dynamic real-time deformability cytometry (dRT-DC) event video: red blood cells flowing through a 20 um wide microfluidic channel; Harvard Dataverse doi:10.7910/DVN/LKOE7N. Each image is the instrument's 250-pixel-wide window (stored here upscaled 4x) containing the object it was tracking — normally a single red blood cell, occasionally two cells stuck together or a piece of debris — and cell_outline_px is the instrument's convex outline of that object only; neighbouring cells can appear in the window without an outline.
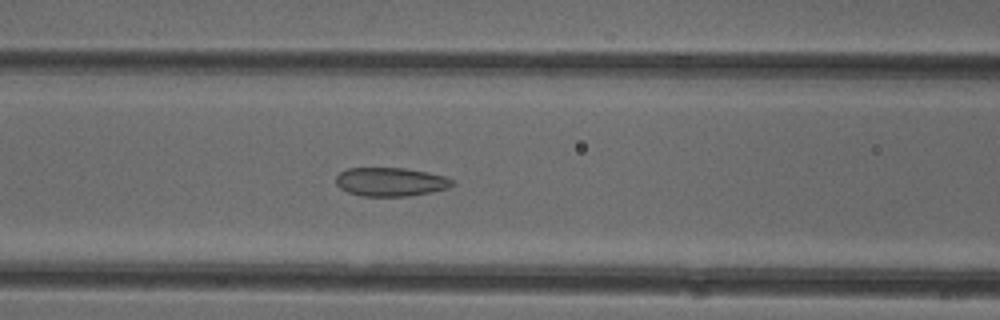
{"species": "common noctule bat (a hibernating species)", "species_latin": "Nyctalus noctula", "temperature_condition": "cold", "stored_images_in_passage": 46, "camera_frame_rate_fps": 3000, "um_per_image_px": 0.085, "animal": {"sex": "female"}, "frame": {"image": 1, "passage_image": 16, "time_ms": 5.0, "image_size_px": [1000, 320], "cell_outline_px": [[452, 184], [448, 188], [432, 192], [408, 196], [360, 196], [348, 192], [340, 188], [336, 184], [336, 176], [340, 172], [348, 168], [404, 168], [428, 172], [444, 176], [452, 180]], "centroid_in_image_um": [33.17, 15.46], "position_along_channel_um": 133.4, "area_um2": 19.42}}
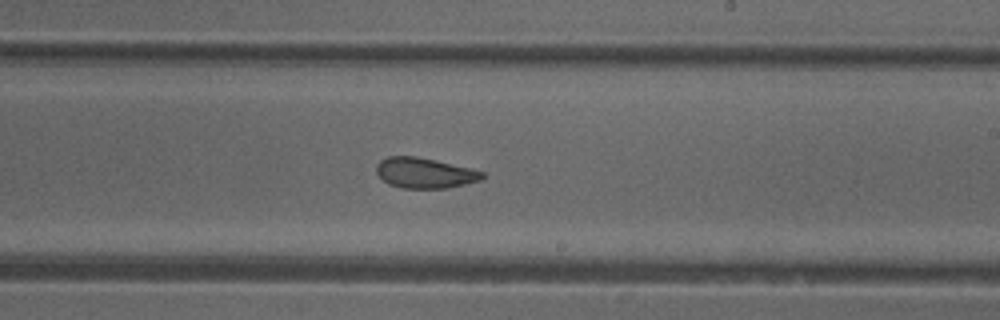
{"frame": {"image": 2, "passage_image": 25, "time_ms": 8.0, "image_size_px": [1000, 320], "cell_outline_px": [[484, 176], [480, 180], [448, 188], [404, 188], [388, 184], [376, 172], [376, 164], [380, 160], [388, 156], [416, 156], [468, 168], [484, 172]], "centroid_in_image_um": [36.06, 14.7], "position_along_channel_um": 252.9, "area_um2": 18.5}}
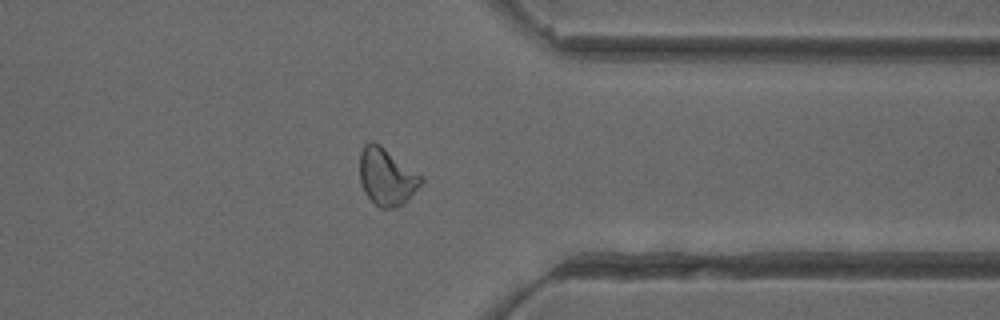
{"frame": {"image": 3, "passage_image": 35, "time_ms": 11.333, "image_size_px": [1000, 320], "cell_outline_px": [[424, 180], [408, 200], [404, 204], [396, 208], [380, 208], [364, 192], [360, 180], [360, 152], [364, 144], [368, 140], [372, 140], [380, 144], [420, 176]], "centroid_in_image_um": [32.83, 15.02], "position_along_channel_um": 378.6, "area_um2": 20.23}, "authors_computed_cell_mechanics": {"area_um2": 20.2878, "velocity_mm_per_s": 3.9897, "shape_relaxation_time_tau1_ms": null, "shape_relaxation_time_tau2_ms": 1.6221, "deformation_change_tau1": null, "deformation_change_tau2": 0.0794}}